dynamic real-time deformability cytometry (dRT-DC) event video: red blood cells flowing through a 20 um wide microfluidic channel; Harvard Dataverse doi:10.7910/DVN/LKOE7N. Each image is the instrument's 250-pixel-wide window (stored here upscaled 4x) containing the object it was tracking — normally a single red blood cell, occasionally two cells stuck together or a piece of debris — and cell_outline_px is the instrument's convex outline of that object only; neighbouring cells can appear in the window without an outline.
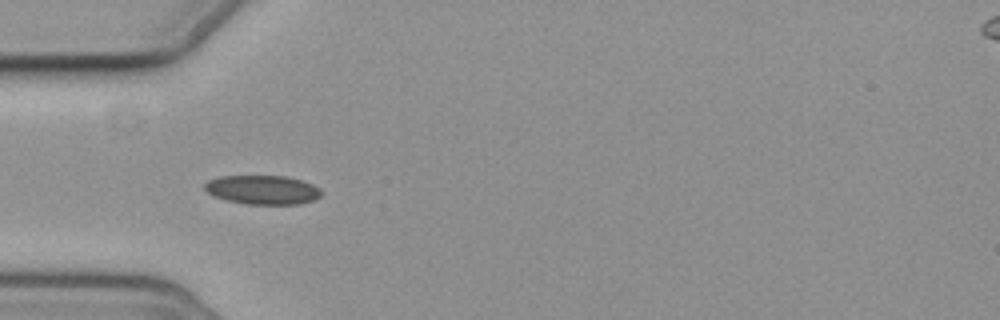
{"species": "common noctule bat (a hibernating species)", "species_latin": "Nyctalus noctula", "temperature_condition": "cold", "stored_images_in_passage": 6, "camera_frame_rate_fps": 3000, "um_per_image_px": 0.085, "animal": {"sex": "female", "body_mass_g": 19.3, "forearm_length_mm": 54.1}, "frame": {"image": 1, "passage_image": 5, "time_ms": 4.667, "image_size_px": [1000, 320], "cell_outline_px": [[324, 192], [316, 200], [300, 204], [244, 204], [212, 196], [204, 188], [204, 184], [208, 180], [220, 176], [284, 176], [300, 180], [312, 184], [320, 188]], "centroid_in_image_um": [22.34, 16.14], "position_along_channel_um": 62.7, "area_um2": 19.88}}
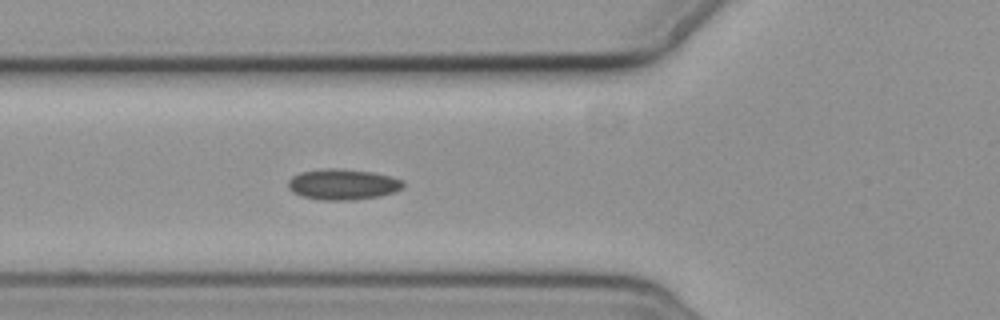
{"frame": {"image": 2, "passage_image": 6, "time_ms": 5.667, "image_size_px": [1000, 320], "cell_outline_px": [[404, 188], [396, 192], [380, 196], [352, 200], [320, 200], [300, 196], [292, 192], [288, 188], [288, 180], [292, 176], [300, 172], [324, 168], [340, 168], [372, 172], [392, 176], [404, 180]], "centroid_in_image_um": [29.15, 15.67], "position_along_channel_um": 96.6, "area_um2": 21.04}}